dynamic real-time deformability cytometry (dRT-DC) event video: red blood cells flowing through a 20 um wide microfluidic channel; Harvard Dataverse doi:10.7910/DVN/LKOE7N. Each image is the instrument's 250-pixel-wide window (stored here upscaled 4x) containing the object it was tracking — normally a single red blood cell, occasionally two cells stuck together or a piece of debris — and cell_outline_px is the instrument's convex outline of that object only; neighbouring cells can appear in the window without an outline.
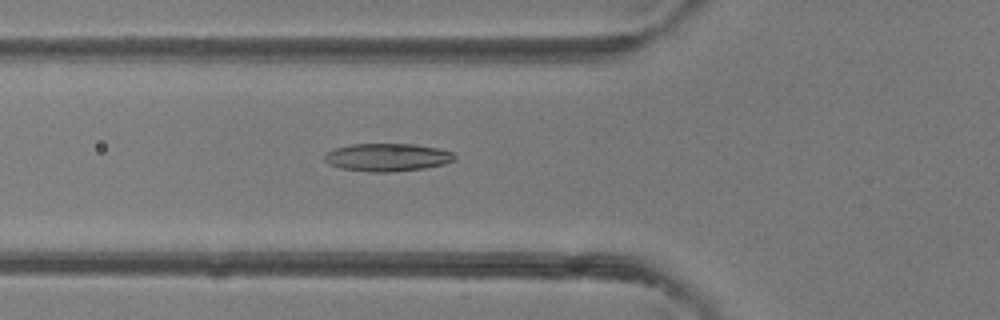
{"species": "common noctule bat (a hibernating species)", "species_latin": "Nyctalus noctula", "temperature_condition": "room temperature", "stored_images_in_passage": 33, "camera_frame_rate_fps": 3000, "um_per_image_px": 0.085, "animal": {"sex": "female"}, "frame": {"image": 1, "passage_image": 7, "time_ms": 2.0, "image_size_px": [1000, 320], "cell_outline_px": [[456, 160], [444, 164], [424, 168], [392, 172], [368, 172], [340, 168], [328, 164], [324, 160], [324, 152], [336, 148], [352, 144], [416, 144], [436, 148], [452, 152], [456, 156]], "centroid_in_image_um": [32.9, 13.37], "position_along_channel_um": 92.9, "area_um2": 21.27}}
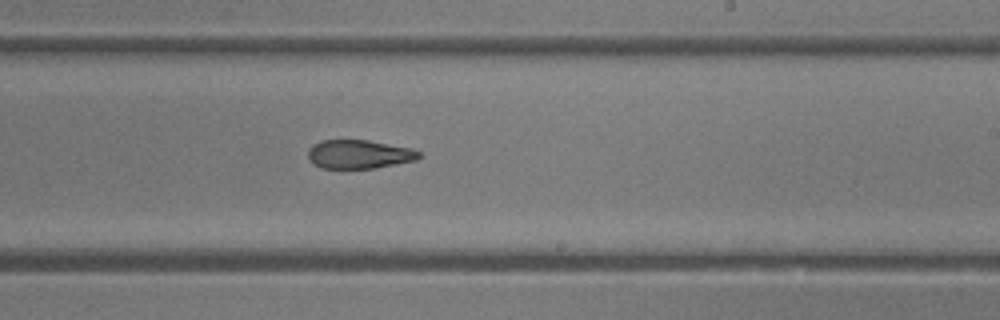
{"frame": {"image": 2, "passage_image": 17, "time_ms": 5.333, "image_size_px": [1000, 320], "cell_outline_px": [[420, 156], [416, 160], [376, 168], [320, 168], [312, 164], [308, 160], [308, 148], [312, 144], [320, 140], [368, 140], [412, 148], [420, 152]], "centroid_in_image_um": [30.48, 13.11], "position_along_channel_um": 258.5, "area_um2": 18.79}}
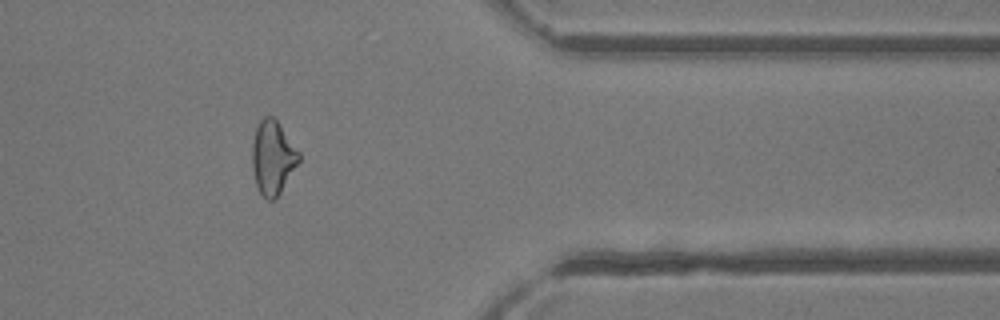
{"frame": {"image": 3, "passage_image": 26, "time_ms": 8.333, "image_size_px": [1000, 320], "cell_outline_px": [[300, 160], [280, 192], [272, 200], [268, 200], [260, 192], [256, 184], [252, 168], [252, 144], [256, 128], [260, 120], [264, 116], [272, 116], [276, 120], [300, 152]], "centroid_in_image_um": [23.17, 13.37], "position_along_channel_um": 388.2, "area_um2": 19.77}}